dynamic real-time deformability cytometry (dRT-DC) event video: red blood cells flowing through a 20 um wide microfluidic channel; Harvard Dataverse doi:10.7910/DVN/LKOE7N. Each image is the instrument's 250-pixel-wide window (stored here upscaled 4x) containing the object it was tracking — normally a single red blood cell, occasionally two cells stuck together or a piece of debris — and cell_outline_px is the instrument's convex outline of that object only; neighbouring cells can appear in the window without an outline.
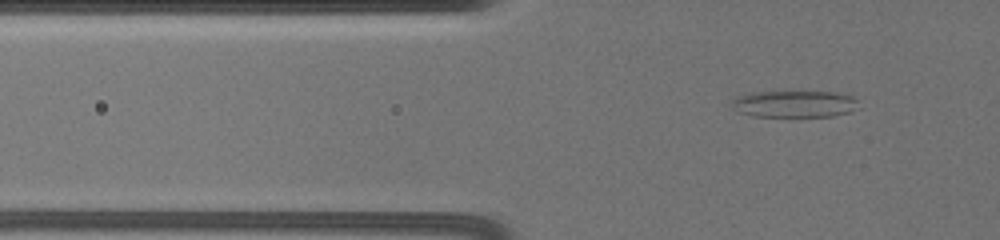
{"species": "common noctule bat (a hibernating species)", "species_latin": "Nyctalus noctula", "temperature_condition": "warm", "stored_images_in_passage": 29, "camera_frame_rate_fps": 3000, "um_per_image_px": 0.085, "animal": {"sex": "female", "body_mass_g": 19.5, "forearm_length_mm": 54.1}, "frame": {"image": 1, "passage_image": 3, "time_ms": 1.0, "image_size_px": [1000, 240], "cell_outline_px": [[860, 108], [848, 112], [832, 116], [756, 116], [740, 112], [732, 108], [732, 100], [740, 96], [752, 92], [832, 92], [852, 96], [860, 100]], "centroid_in_image_um": [67.6, 8.83], "position_along_channel_um": 58.2, "area_um2": 19.71}}
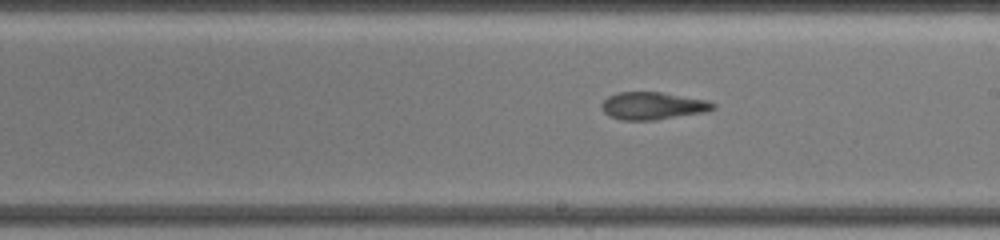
{"frame": {"image": 2, "passage_image": 14, "time_ms": 6.667, "image_size_px": [1000, 240], "cell_outline_px": [[716, 108], [700, 112], [656, 120], [620, 120], [608, 116], [600, 108], [600, 104], [608, 96], [616, 92], [660, 92], [704, 100], [716, 104]], "centroid_in_image_um": [55.38, 8.99], "position_along_channel_um": 233.6, "area_um2": 17.69}}
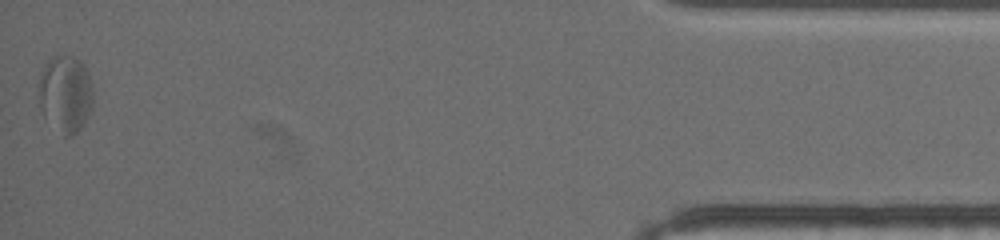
{"frame": {"image": 3, "passage_image": 29, "time_ms": 14.333, "image_size_px": [1000, 240], "cell_outline_px": [[92, 108], [80, 128], [72, 136], [64, 136], [44, 120], [40, 104], [40, 72], [44, 64], [52, 56], [72, 56], [80, 60], [84, 64], [88, 72], [92, 88]], "centroid_in_image_um": [5.55, 7.98], "position_along_channel_um": 429.6, "area_um2": 24.51}, "authors_computed_cell_mechanics": {"area_um2": 18.9584, "velocity_mm_per_s": 3.4885, "shape_relaxation_time_tau1_ms": null, "shape_relaxation_time_tau2_ms": 3.122, "deformation_change_tau1": null, "deformation_change_tau2": 0.1197}}